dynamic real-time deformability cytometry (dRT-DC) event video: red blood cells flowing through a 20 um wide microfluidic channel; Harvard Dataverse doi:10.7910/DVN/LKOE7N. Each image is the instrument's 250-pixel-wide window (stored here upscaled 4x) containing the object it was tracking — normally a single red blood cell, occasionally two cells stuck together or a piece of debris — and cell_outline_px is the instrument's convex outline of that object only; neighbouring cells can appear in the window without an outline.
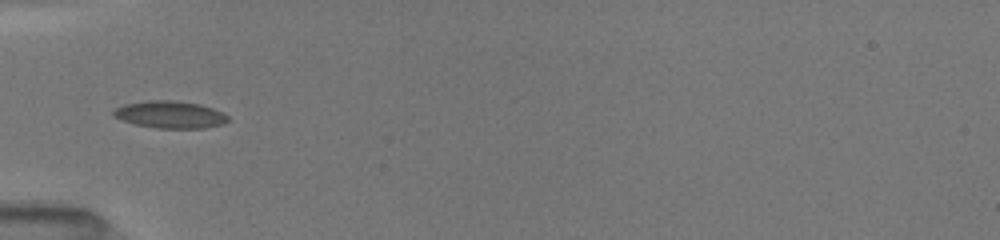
{"species": "common noctule bat (a hibernating species)", "species_latin": "Nyctalus noctula", "temperature_condition": "room temperature", "stored_images_in_passage": 34, "camera_frame_rate_fps": 3000, "um_per_image_px": 0.085, "animal": {"sex": "female", "body_mass_g": 19.5, "forearm_length_mm": 54.1}, "frame": {"image": 1, "passage_image": 1, "time_ms": 0.0, "image_size_px": [1000, 240], "cell_outline_px": [[228, 120], [224, 124], [204, 128], [156, 128], [136, 124], [120, 120], [112, 116], [112, 112], [116, 108], [124, 104], [148, 100], [176, 100], [200, 104], [212, 108], [228, 116]], "centroid_in_image_um": [14.43, 9.74], "position_along_channel_um": 70.6, "area_um2": 18.21}}
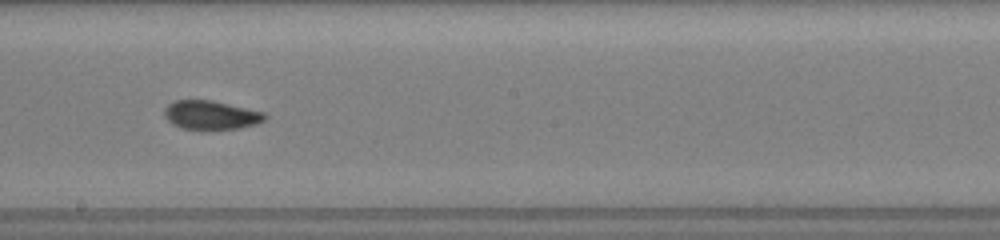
{"frame": {"image": 2, "passage_image": 13, "time_ms": 4.0, "image_size_px": [1000, 240], "cell_outline_px": [[268, 116], [264, 120], [256, 124], [240, 128], [204, 132], [180, 128], [172, 124], [164, 116], [164, 108], [168, 104], [176, 100], [212, 100], [264, 112]], "centroid_in_image_um": [17.91, 9.82], "position_along_channel_um": 230.3, "area_um2": 17.51}}
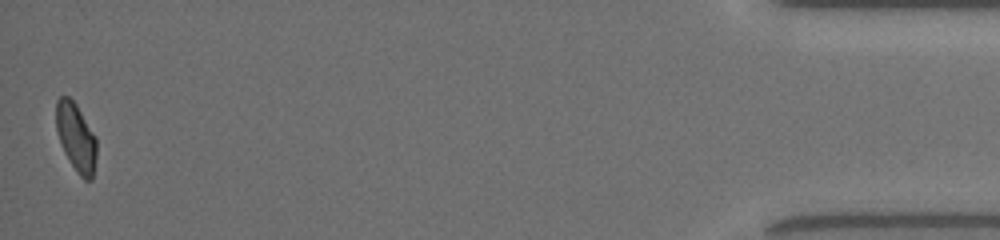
{"frame": {"image": 3, "passage_image": 34, "time_ms": 11.0, "image_size_px": [1000, 240], "cell_outline_px": [[96, 156], [92, 180], [84, 180], [76, 172], [64, 152], [56, 128], [56, 100], [60, 96], [68, 96], [76, 104], [96, 136]], "centroid_in_image_um": [6.47, 11.67], "position_along_channel_um": 428.7, "area_um2": 16.07}, "authors_computed_cell_mechanics": {"area_um2": 16.762, "velocity_mm_per_s": 4.0148, "shape_relaxation_time_tau1_ms": null, "shape_relaxation_time_tau2_ms": 1.8753, "deformation_change_tau1": null, "deformation_change_tau2": 0.0625}}